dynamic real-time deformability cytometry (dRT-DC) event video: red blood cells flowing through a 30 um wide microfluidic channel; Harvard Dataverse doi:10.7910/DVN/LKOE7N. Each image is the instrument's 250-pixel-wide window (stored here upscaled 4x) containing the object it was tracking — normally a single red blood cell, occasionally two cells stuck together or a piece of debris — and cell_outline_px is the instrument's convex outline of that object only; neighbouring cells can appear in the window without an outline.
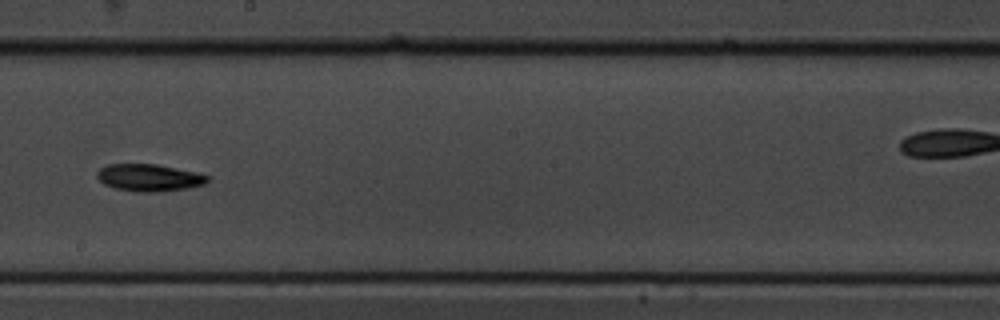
{"species": "common noctule bat (a hibernating species)", "species_latin": "Nyctalus noctula", "temperature_condition": "cold", "stored_images_in_passage": 11, "camera_frame_rate_fps": 3000, "um_per_image_px": 0.085, "animal": {"sex": "male", "body_mass_g": 19.5, "forearm_length_mm": 54.6}, "frame": {"image": 1, "passage_image": 8, "time_ms": 2.333, "image_size_px": [1000, 320], "cell_outline_px": [[208, 180], [204, 184], [188, 188], [156, 192], [136, 192], [116, 188], [104, 184], [96, 176], [96, 172], [100, 168], [108, 164], [156, 164], [196, 172], [208, 176]], "centroid_in_image_um": [12.65, 15.1], "position_along_channel_um": 235.6, "area_um2": 17.4}}
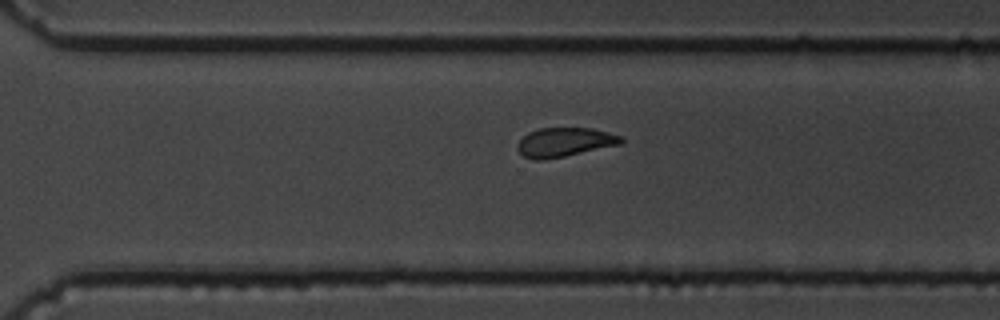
{"frame": {"image": 2, "passage_image": 11, "time_ms": 3.333, "image_size_px": [1000, 320], "cell_outline_px": [[624, 140], [620, 144], [564, 156], [544, 160], [536, 160], [524, 156], [516, 148], [516, 144], [528, 132], [536, 128], [592, 128], [608, 132], [620, 136]], "centroid_in_image_um": [47.95, 12.07], "position_along_channel_um": 322.7, "area_um2": 17.46}}